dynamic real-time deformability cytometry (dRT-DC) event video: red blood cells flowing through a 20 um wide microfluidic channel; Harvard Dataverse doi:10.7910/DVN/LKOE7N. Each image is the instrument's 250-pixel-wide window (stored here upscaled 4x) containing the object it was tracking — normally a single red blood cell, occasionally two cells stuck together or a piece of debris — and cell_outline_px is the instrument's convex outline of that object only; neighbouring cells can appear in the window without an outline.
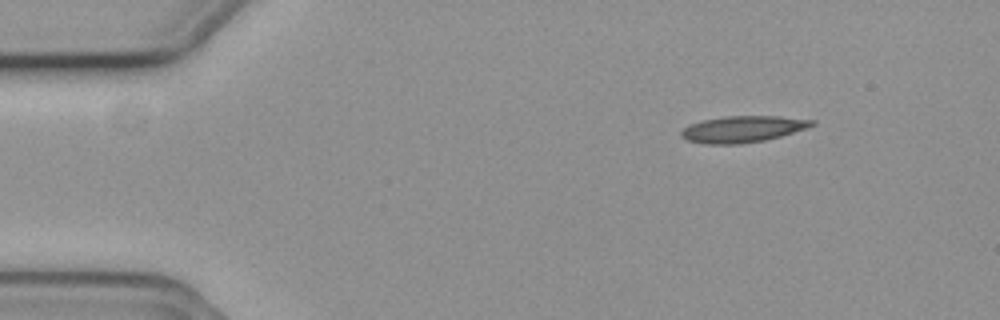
{"species": "common noctule bat (a hibernating species)", "species_latin": "Nyctalus noctula", "temperature_condition": "cold", "stored_images_in_passage": 49, "camera_frame_rate_fps": 3000, "um_per_image_px": 0.085, "animal": {"sex": "female", "body_mass_g": 19.3, "forearm_length_mm": 54.1}, "frame": {"image": 1, "passage_image": 1, "time_ms": 0.0, "image_size_px": [1000, 320], "cell_outline_px": [[816, 124], [780, 136], [764, 140], [740, 144], [704, 144], [688, 140], [680, 136], [680, 132], [688, 124], [704, 120], [724, 116], [780, 116], [816, 120]], "centroid_in_image_um": [63.1, 10.97], "position_along_channel_um": 21.9, "area_um2": 20.06}}
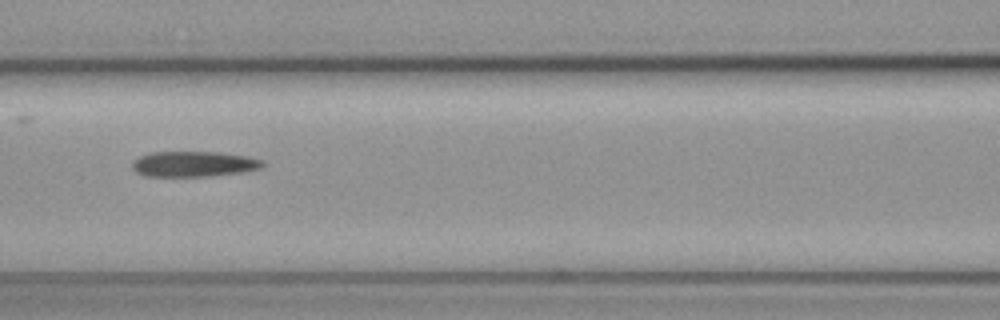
{"frame": {"image": 2, "passage_image": 18, "time_ms": 5.667, "image_size_px": [1000, 320], "cell_outline_px": [[264, 164], [260, 168], [244, 172], [212, 176], [144, 176], [136, 172], [132, 168], [132, 160], [148, 152], [220, 152], [244, 156], [264, 160]], "centroid_in_image_um": [16.44, 13.94], "position_along_channel_um": 150.2, "area_um2": 19.48}}
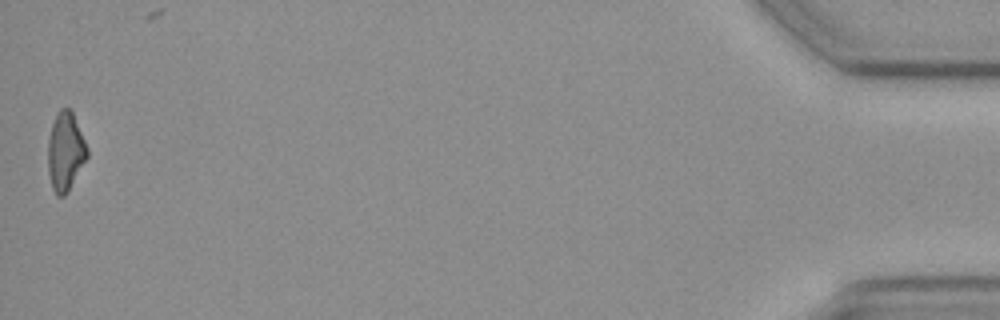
{"frame": {"image": 3, "passage_image": 49, "time_ms": 16.0, "image_size_px": [1000, 320], "cell_outline_px": [[88, 156], [64, 196], [56, 196], [52, 188], [48, 172], [48, 140], [52, 124], [60, 108], [68, 108], [72, 112], [88, 148]], "centroid_in_image_um": [5.54, 12.88], "position_along_channel_um": 429.7, "area_um2": 17.63}, "authors_computed_cell_mechanics": {"area_um2": 19.5942, "velocity_mm_per_s": 3.7119, "shape_relaxation_time_tau1_ms": 9.5645, "shape_relaxation_time_tau2_ms": 3.4975, "deformation_change_tau1": 0.2005, "deformation_change_tau2": 0.1336}}